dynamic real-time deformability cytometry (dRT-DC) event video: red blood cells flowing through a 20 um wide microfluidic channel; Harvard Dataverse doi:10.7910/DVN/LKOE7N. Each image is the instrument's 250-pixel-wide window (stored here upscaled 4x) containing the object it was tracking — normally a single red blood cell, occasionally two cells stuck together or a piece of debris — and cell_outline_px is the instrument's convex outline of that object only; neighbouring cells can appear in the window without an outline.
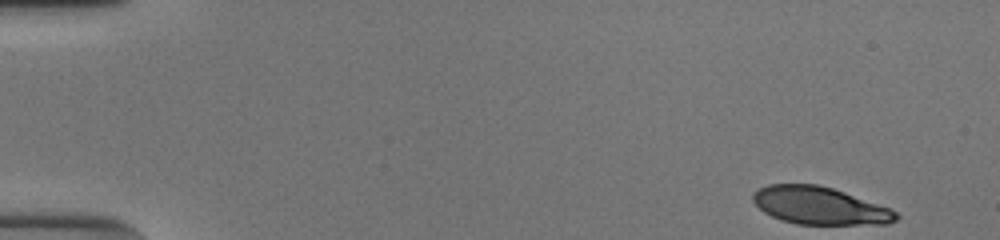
{"species": "human", "species_latin": "Homo sapiens", "temperature_condition": "cold", "stored_images_in_passage": 50, "camera_frame_rate_fps": 3000, "um_per_image_px": 0.085, "donor": {"sex": "male"}, "frame": {"image": 1, "passage_image": 1, "time_ms": 0.0, "image_size_px": [1000, 240], "cell_outline_px": [[900, 216], [896, 220], [888, 224], [796, 224], [772, 216], [764, 212], [752, 200], [752, 192], [768, 184], [816, 184], [832, 188], [844, 192], [888, 208], [896, 212]], "centroid_in_image_um": [69.64, 17.48], "position_along_channel_um": 15.4, "area_um2": 30.98}}
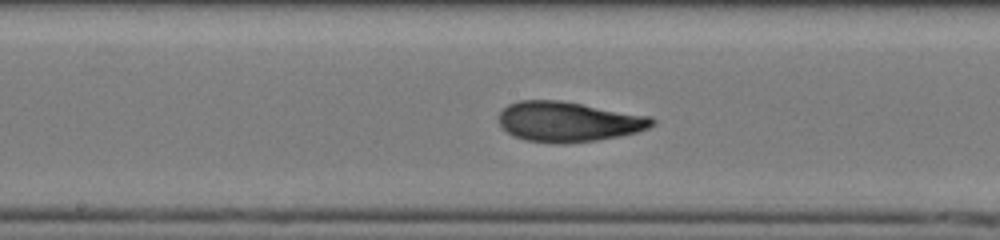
{"frame": {"image": 2, "passage_image": 26, "time_ms": 8.333, "image_size_px": [1000, 240], "cell_outline_px": [[656, 124], [648, 128], [636, 132], [620, 136], [596, 140], [564, 144], [556, 144], [524, 140], [512, 136], [500, 124], [500, 112], [508, 104], [520, 100], [560, 100], [652, 116], [656, 120]], "centroid_in_image_um": [48.34, 10.35], "position_along_channel_um": 199.9, "area_um2": 36.01}}
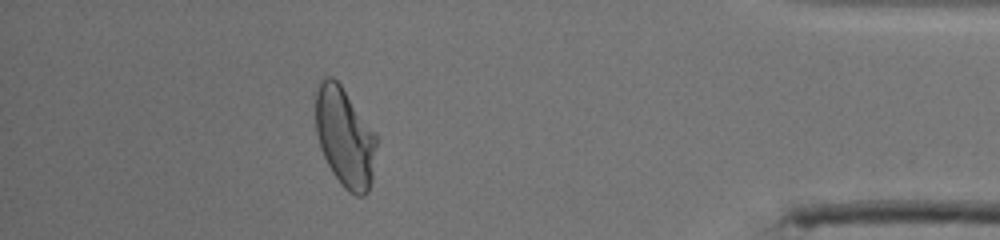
{"frame": {"image": 3, "passage_image": 45, "time_ms": 14.667, "image_size_px": [1000, 240], "cell_outline_px": [[376, 144], [372, 180], [368, 192], [364, 196], [356, 196], [348, 192], [340, 184], [332, 172], [320, 148], [316, 132], [312, 92], [320, 80], [324, 76], [332, 76], [340, 84], [376, 132]], "centroid_in_image_um": [29.26, 11.61], "position_along_channel_um": 405.9, "area_um2": 36.18}, "authors_computed_cell_mechanics": {"area_um2": 34.7378, "velocity_mm_per_s": 3.885, "shape_relaxation_time_tau1_ms": 6.4659, "shape_relaxation_time_tau2_ms": 0.9957, "deformation_change_tau1": 0.2375, "deformation_change_tau2": 0.0729}}